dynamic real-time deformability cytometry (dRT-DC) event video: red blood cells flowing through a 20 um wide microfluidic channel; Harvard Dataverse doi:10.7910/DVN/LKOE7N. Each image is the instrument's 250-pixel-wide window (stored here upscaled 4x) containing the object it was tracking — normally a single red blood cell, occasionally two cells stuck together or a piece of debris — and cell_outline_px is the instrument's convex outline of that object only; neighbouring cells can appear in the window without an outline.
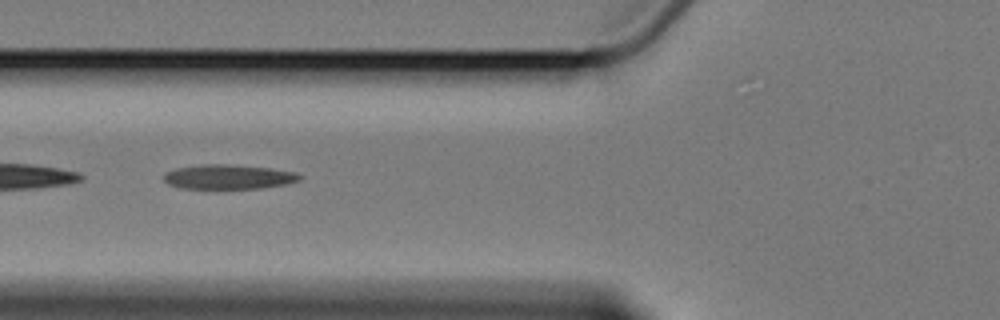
{"species": "Egyptian fruit bat (a non-hibernating species)", "species_latin": "Rousettus aegyptiacus", "temperature_condition": "cold", "stored_images_in_passage": 12, "camera_frame_rate_fps": 3000, "um_per_image_px": 0.085, "animal": {"sex": "female"}, "frame": {"image": 1, "passage_image": 3, "time_ms": 3.333, "image_size_px": [1000, 320], "cell_outline_px": [[300, 180], [284, 184], [260, 188], [180, 188], [168, 184], [164, 180], [164, 172], [176, 168], [204, 164], [228, 164], [272, 168], [296, 172], [300, 176]], "centroid_in_image_um": [19.39, 15.02], "position_along_channel_um": 106.4, "area_um2": 19.31}}
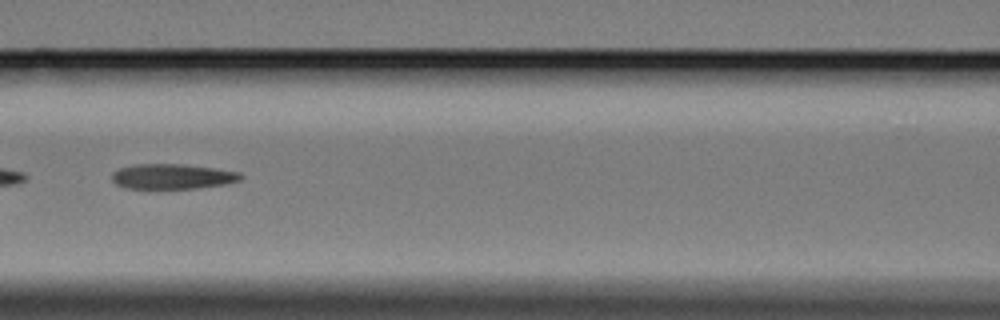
{"frame": {"image": 2, "passage_image": 4, "time_ms": 4.667, "image_size_px": [1000, 320], "cell_outline_px": [[244, 176], [240, 180], [224, 184], [196, 188], [124, 188], [116, 184], [112, 180], [112, 172], [120, 168], [136, 164], [184, 164], [216, 168], [240, 172]], "centroid_in_image_um": [14.66, 14.99], "position_along_channel_um": 151.9, "area_um2": 18.84}}
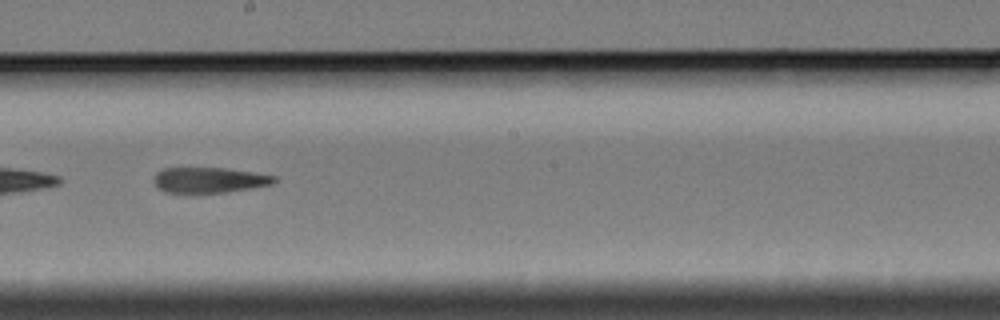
{"frame": {"image": 3, "passage_image": 6, "time_ms": 7.0, "image_size_px": [1000, 320], "cell_outline_px": [[276, 180], [272, 184], [228, 192], [164, 192], [152, 180], [156, 172], [164, 168], [224, 168], [252, 172], [276, 176]], "centroid_in_image_um": [17.77, 15.29], "position_along_channel_um": 230.4, "area_um2": 17.63}, "authors_computed_cell_mechanics": {"area_um2": 19.4497, "velocity_mm_per_s": 3.3997, "shape_relaxation_time_tau1_ms": 5.1403, "shape_relaxation_time_tau2_ms": 4.8462, "deformation_change_tau1": 0.1167, "deformation_change_tau2": 0.1243}}